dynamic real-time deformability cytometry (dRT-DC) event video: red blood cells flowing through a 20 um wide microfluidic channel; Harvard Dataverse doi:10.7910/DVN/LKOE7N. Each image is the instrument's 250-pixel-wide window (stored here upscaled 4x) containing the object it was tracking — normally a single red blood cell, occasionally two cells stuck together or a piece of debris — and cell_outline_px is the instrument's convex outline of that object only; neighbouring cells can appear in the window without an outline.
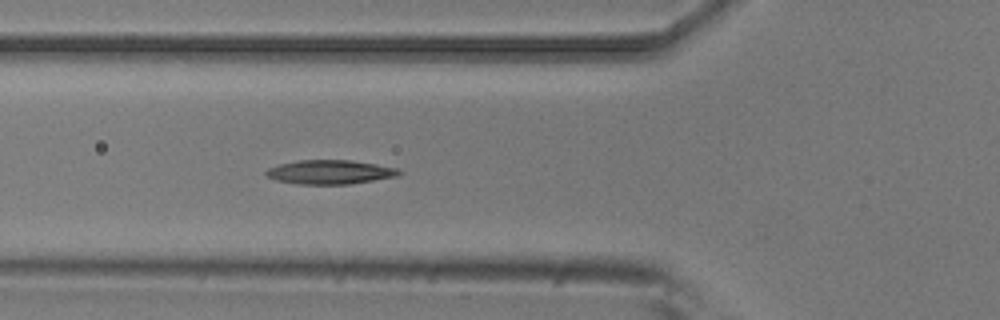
{"species": "common noctule bat (a hibernating species)", "species_latin": "Nyctalus noctula", "temperature_condition": "room temperature", "stored_images_in_passage": 5, "camera_frame_rate_fps": 3000, "um_per_image_px": 0.085, "animal": {"sex": "male", "body_mass_g": 20.5, "forearm_length_mm": 52.5}, "frame": {"image": 1, "passage_image": 5, "time_ms": 1.333, "image_size_px": [1000, 320], "cell_outline_px": [[404, 172], [396, 176], [348, 184], [300, 184], [276, 180], [264, 176], [264, 172], [268, 168], [280, 164], [300, 160], [352, 160], [376, 164], [396, 168]], "centroid_in_image_um": [28.01, 14.62], "position_along_channel_um": 97.8, "area_um2": 18.55}}